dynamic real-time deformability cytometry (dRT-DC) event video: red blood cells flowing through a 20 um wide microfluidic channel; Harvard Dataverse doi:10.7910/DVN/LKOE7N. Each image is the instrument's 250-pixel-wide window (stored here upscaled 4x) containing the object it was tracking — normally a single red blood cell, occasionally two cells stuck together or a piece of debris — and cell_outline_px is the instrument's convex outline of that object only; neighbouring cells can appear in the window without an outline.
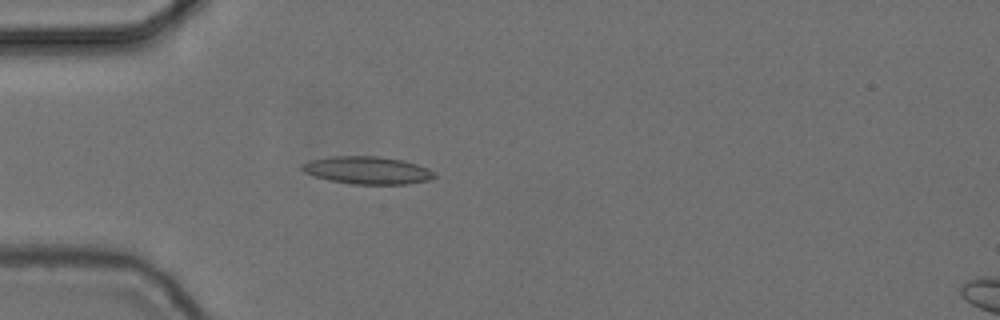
{"species": "common noctule bat (a hibernating species)", "species_latin": "Nyctalus noctula", "temperature_condition": "cold", "stored_images_in_passage": 46, "camera_frame_rate_fps": 3000, "um_per_image_px": 0.085, "animal": {"sex": "female", "body_mass_g": 24.6, "forearm_length_mm": 56.2}, "frame": {"image": 1, "passage_image": 15, "time_ms": 4.667, "image_size_px": [1000, 320], "cell_outline_px": [[436, 176], [428, 180], [408, 184], [352, 184], [332, 180], [316, 176], [304, 172], [300, 168], [300, 164], [312, 160], [332, 156], [380, 156], [404, 160], [428, 168]], "centroid_in_image_um": [31.23, 14.46], "position_along_channel_um": 53.8, "area_um2": 21.15}}
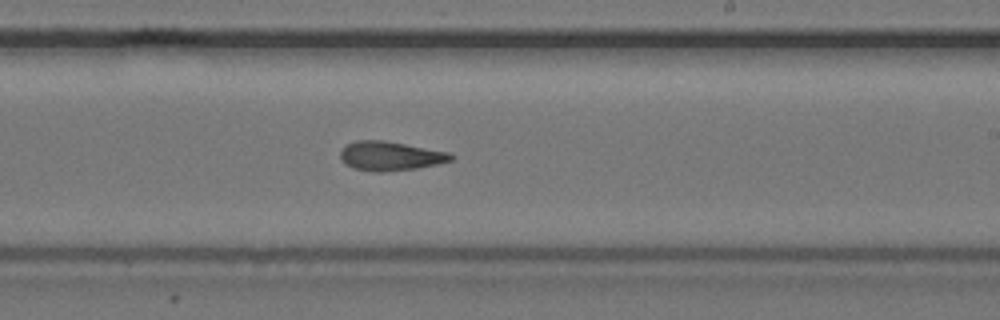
{"frame": {"image": 2, "passage_image": 32, "time_ms": 10.333, "image_size_px": [1000, 320], "cell_outline_px": [[456, 156], [452, 160], [436, 164], [416, 168], [384, 172], [372, 172], [352, 168], [344, 164], [340, 160], [340, 148], [356, 140], [384, 140], [448, 152]], "centroid_in_image_um": [33.12, 13.26], "position_along_channel_um": 255.9, "area_um2": 18.96}}
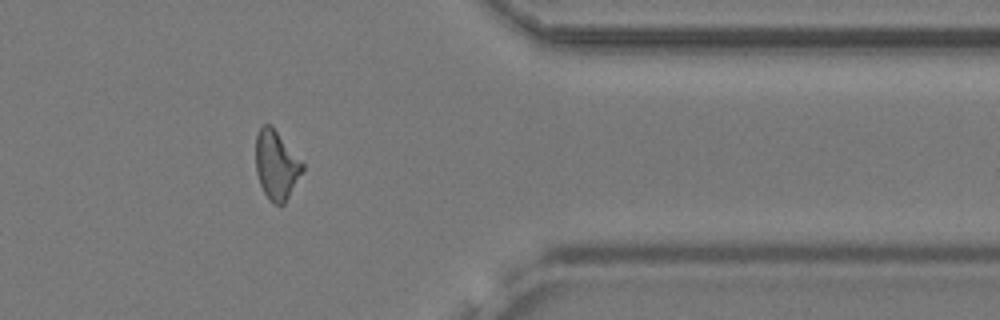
{"frame": {"image": 3, "passage_image": 44, "time_ms": 14.333, "image_size_px": [1000, 320], "cell_outline_px": [[304, 168], [284, 204], [276, 204], [268, 200], [260, 184], [256, 172], [256, 136], [260, 128], [264, 124], [268, 124], [276, 132], [304, 164]], "centroid_in_image_um": [23.47, 14.06], "position_along_channel_um": 387.9, "area_um2": 18.21}, "authors_computed_cell_mechanics": {"area_um2": 19.2185, "velocity_mm_per_s": 3.7246, "shape_relaxation_time_tau1_ms": null, "shape_relaxation_time_tau2_ms": 6.2622, "deformation_change_tau1": null, "deformation_change_tau2": 0.1451}}